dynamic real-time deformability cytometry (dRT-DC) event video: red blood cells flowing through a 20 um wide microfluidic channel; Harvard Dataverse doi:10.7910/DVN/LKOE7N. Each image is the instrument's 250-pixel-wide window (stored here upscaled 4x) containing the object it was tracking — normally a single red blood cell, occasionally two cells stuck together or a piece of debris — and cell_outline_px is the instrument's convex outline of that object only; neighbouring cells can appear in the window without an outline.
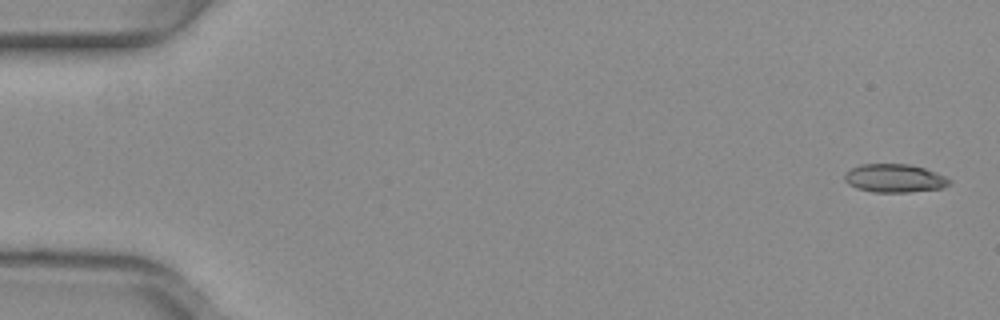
{"species": "common noctule bat (a hibernating species)", "species_latin": "Nyctalus noctula", "temperature_condition": "warm", "stored_images_in_passage": 52, "camera_frame_rate_fps": 3000, "um_per_image_px": 0.085, "animal": {"sex": "female", "body_mass_g": 29.2, "forearm_length_mm": 56.3}, "frame": {"image": 1, "passage_image": 1, "time_ms": 0.0, "image_size_px": [1000, 320], "cell_outline_px": [[952, 184], [944, 188], [908, 192], [872, 192], [856, 188], [848, 184], [844, 180], [844, 176], [852, 168], [860, 164], [908, 164], [924, 168], [936, 172], [952, 180]], "centroid_in_image_um": [76.07, 15.16], "position_along_channel_um": 8.9, "area_um2": 17.4}}
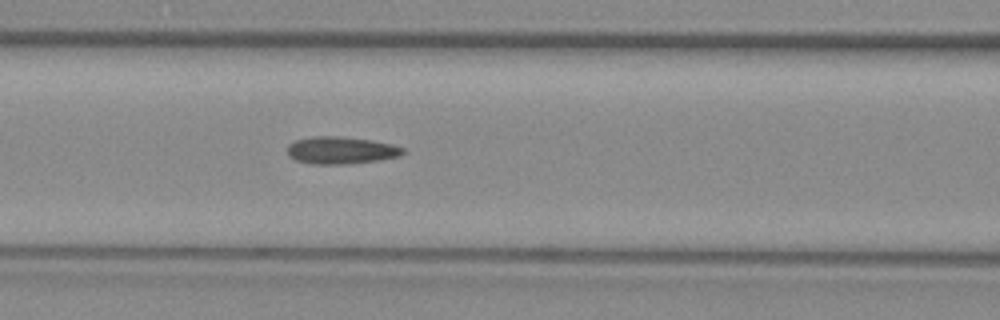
{"frame": {"image": 2, "passage_image": 22, "time_ms": 7.0, "image_size_px": [1000, 320], "cell_outline_px": [[404, 152], [400, 156], [380, 160], [352, 164], [312, 164], [296, 160], [288, 156], [288, 144], [296, 140], [312, 136], [336, 136], [372, 140], [392, 144], [404, 148]], "centroid_in_image_um": [28.99, 12.78], "position_along_channel_um": 137.6, "area_um2": 18.5}}
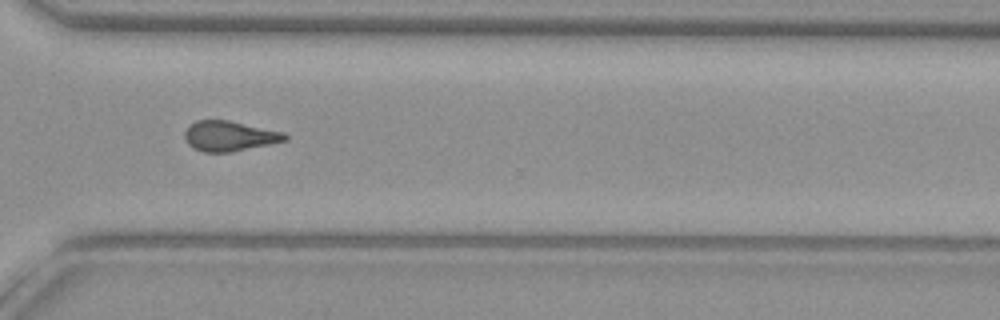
{"frame": {"image": 3, "passage_image": 38, "time_ms": 12.333, "image_size_px": [1000, 320], "cell_outline_px": [[288, 140], [232, 152], [204, 152], [192, 148], [188, 144], [184, 136], [184, 132], [196, 120], [228, 120], [284, 132], [288, 136]], "centroid_in_image_um": [19.5, 11.57], "position_along_channel_um": 351.1, "area_um2": 17.57}, "authors_computed_cell_mechanics": {"area_um2": 17.629, "velocity_mm_per_s": 4.0074, "shape_relaxation_time_tau1_ms": null, "shape_relaxation_time_tau2_ms": 2.8086, "deformation_change_tau1": null, "deformation_change_tau2": 0.1136}}